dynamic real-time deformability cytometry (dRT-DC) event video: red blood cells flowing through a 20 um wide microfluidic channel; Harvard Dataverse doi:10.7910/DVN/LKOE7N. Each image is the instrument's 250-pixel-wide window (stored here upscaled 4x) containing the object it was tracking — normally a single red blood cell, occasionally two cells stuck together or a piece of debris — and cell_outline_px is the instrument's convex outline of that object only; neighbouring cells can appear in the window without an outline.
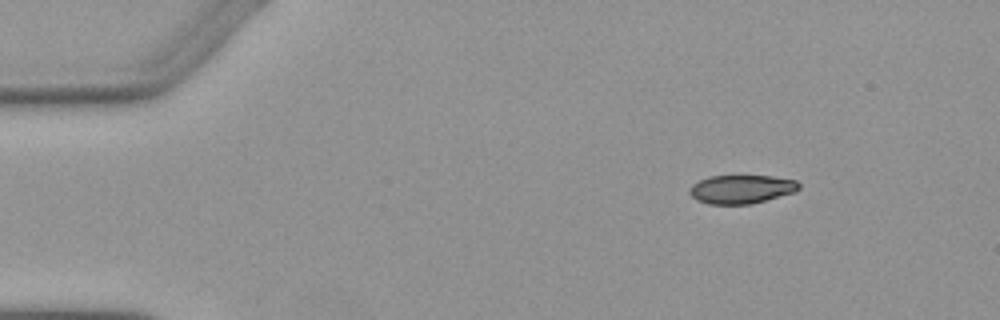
{"species": "Egyptian fruit bat (a non-hibernating species)", "species_latin": "Rousettus aegyptiacus", "temperature_condition": "warm", "stored_images_in_passage": 3, "camera_frame_rate_fps": 3000, "um_per_image_px": 0.085, "animal": {"sex": "female"}, "frame": {"image": 1, "passage_image": 1, "time_ms": 0.0, "image_size_px": [1000, 320], "cell_outline_px": [[800, 188], [796, 192], [752, 204], [708, 204], [696, 200], [688, 192], [688, 188], [692, 184], [708, 176], [772, 176], [796, 180], [800, 184]], "centroid_in_image_um": [63.02, 16.08], "position_along_channel_um": 22.0, "area_um2": 18.44}}